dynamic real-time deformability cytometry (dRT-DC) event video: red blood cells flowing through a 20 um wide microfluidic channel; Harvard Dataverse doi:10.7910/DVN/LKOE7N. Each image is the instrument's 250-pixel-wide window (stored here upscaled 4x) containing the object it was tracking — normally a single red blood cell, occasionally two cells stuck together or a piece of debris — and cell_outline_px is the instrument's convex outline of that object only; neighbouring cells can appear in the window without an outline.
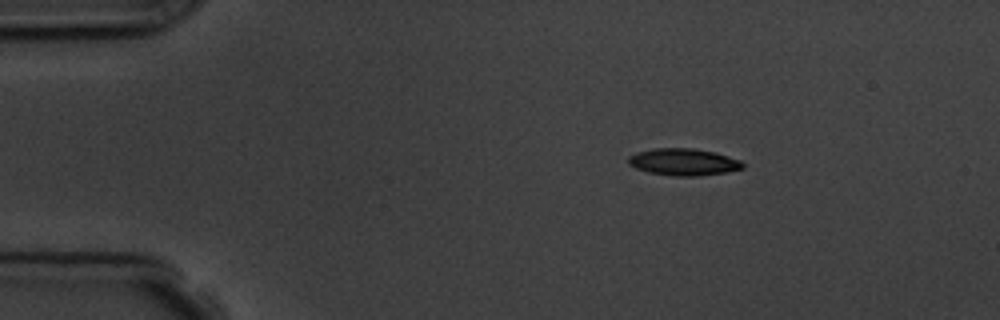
{"species": "common noctule bat (a hibernating species)", "species_latin": "Nyctalus noctula", "temperature_condition": "room temperature", "stored_images_in_passage": 2, "camera_frame_rate_fps": 3000, "um_per_image_px": 0.085, "animal": {"sex": "male", "body_mass_g": 19.5, "forearm_length_mm": 54.6}, "frame": {"image": 1, "passage_image": 1, "time_ms": 0.0, "image_size_px": [1000, 320], "cell_outline_px": [[744, 168], [728, 172], [696, 176], [676, 176], [648, 172], [636, 168], [628, 164], [628, 156], [636, 152], [652, 148], [692, 148], [716, 152], [740, 160], [744, 164]], "centroid_in_image_um": [58.1, 13.76], "position_along_channel_um": 26.9, "area_um2": 18.09}}